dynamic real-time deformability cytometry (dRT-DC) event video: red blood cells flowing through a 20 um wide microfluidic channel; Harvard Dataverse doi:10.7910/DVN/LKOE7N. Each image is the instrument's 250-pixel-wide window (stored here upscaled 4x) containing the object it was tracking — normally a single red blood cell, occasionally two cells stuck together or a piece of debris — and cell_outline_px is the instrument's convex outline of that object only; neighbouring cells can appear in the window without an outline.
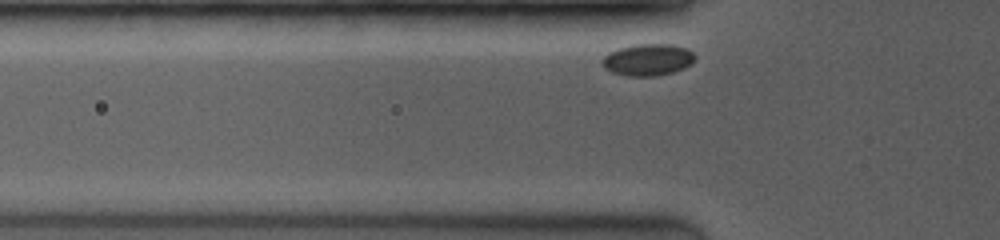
{"species": "common noctule bat (a hibernating species)", "species_latin": "Nyctalus noctula", "temperature_condition": "room temperature", "stored_images_in_passage": 24, "camera_frame_rate_fps": 3500, "um_per_image_px": 0.085, "animal": {"sex": "female", "body_mass_g": 19.0, "forearm_length_mm": 53.3}, "frame": {"image": 1, "passage_image": 2, "time_ms": 0.286, "image_size_px": [1000, 240], "cell_outline_px": [[696, 56], [684, 68], [672, 72], [656, 76], [628, 76], [612, 72], [604, 68], [600, 60], [608, 52], [616, 48], [636, 44], [672, 44], [688, 48]], "centroid_in_image_um": [55.02, 5.06], "position_along_channel_um": 70.8, "area_um2": 17.28}}
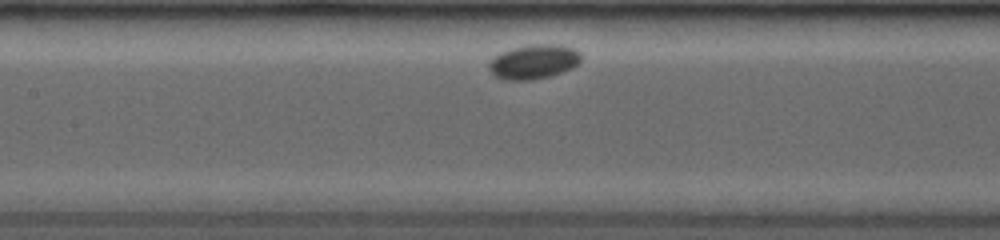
{"frame": {"image": 2, "passage_image": 10, "time_ms": 2.857, "image_size_px": [1000, 240], "cell_outline_px": [[584, 56], [572, 68], [564, 72], [532, 80], [504, 80], [492, 76], [488, 68], [488, 64], [492, 56], [500, 52], [512, 48], [528, 44], [556, 44], [572, 48], [580, 52]], "centroid_in_image_um": [45.32, 5.25], "position_along_channel_um": 162.1, "area_um2": 18.84}}
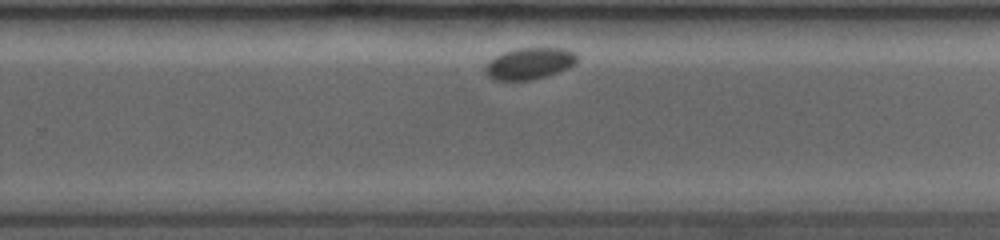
{"frame": {"image": 3, "passage_image": 22, "time_ms": 6.286, "image_size_px": [1000, 240], "cell_outline_px": [[580, 56], [576, 64], [568, 68], [532, 80], [492, 80], [484, 72], [484, 68], [496, 56], [504, 52], [516, 48], [564, 48], [576, 52]], "centroid_in_image_um": [45.05, 5.39], "position_along_channel_um": 284.7, "area_um2": 16.94}}